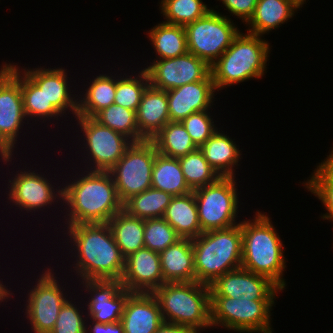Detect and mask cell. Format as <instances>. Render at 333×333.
I'll use <instances>...</instances> for the list:
<instances>
[{"label": "cell", "mask_w": 333, "mask_h": 333, "mask_svg": "<svg viewBox=\"0 0 333 333\" xmlns=\"http://www.w3.org/2000/svg\"><path fill=\"white\" fill-rule=\"evenodd\" d=\"M68 246L74 273L79 281L121 280L125 257L116 244L108 223L72 224L66 226ZM73 243V244H72ZM76 262V263H75ZM81 277V278H80ZM81 279V280H80Z\"/></svg>", "instance_id": "cell-1"}, {"label": "cell", "mask_w": 333, "mask_h": 333, "mask_svg": "<svg viewBox=\"0 0 333 333\" xmlns=\"http://www.w3.org/2000/svg\"><path fill=\"white\" fill-rule=\"evenodd\" d=\"M73 177L63 186V226L107 223L123 209L109 171L84 170Z\"/></svg>", "instance_id": "cell-2"}, {"label": "cell", "mask_w": 333, "mask_h": 333, "mask_svg": "<svg viewBox=\"0 0 333 333\" xmlns=\"http://www.w3.org/2000/svg\"><path fill=\"white\" fill-rule=\"evenodd\" d=\"M257 211L252 220L241 221V267L268 277L283 291L287 286L283 278L287 263L284 244L268 214Z\"/></svg>", "instance_id": "cell-3"}, {"label": "cell", "mask_w": 333, "mask_h": 333, "mask_svg": "<svg viewBox=\"0 0 333 333\" xmlns=\"http://www.w3.org/2000/svg\"><path fill=\"white\" fill-rule=\"evenodd\" d=\"M270 44L262 36L240 32L230 47L211 66L217 91L265 75ZM265 71V72H264Z\"/></svg>", "instance_id": "cell-4"}, {"label": "cell", "mask_w": 333, "mask_h": 333, "mask_svg": "<svg viewBox=\"0 0 333 333\" xmlns=\"http://www.w3.org/2000/svg\"><path fill=\"white\" fill-rule=\"evenodd\" d=\"M191 241L197 282L210 285L225 273L241 268V221L229 228L203 232Z\"/></svg>", "instance_id": "cell-5"}, {"label": "cell", "mask_w": 333, "mask_h": 333, "mask_svg": "<svg viewBox=\"0 0 333 333\" xmlns=\"http://www.w3.org/2000/svg\"><path fill=\"white\" fill-rule=\"evenodd\" d=\"M152 294L164 322L190 327L196 333L212 327L209 285L197 281L164 283Z\"/></svg>", "instance_id": "cell-6"}, {"label": "cell", "mask_w": 333, "mask_h": 333, "mask_svg": "<svg viewBox=\"0 0 333 333\" xmlns=\"http://www.w3.org/2000/svg\"><path fill=\"white\" fill-rule=\"evenodd\" d=\"M274 301L211 297L212 328L222 326L237 333H273L271 311Z\"/></svg>", "instance_id": "cell-7"}, {"label": "cell", "mask_w": 333, "mask_h": 333, "mask_svg": "<svg viewBox=\"0 0 333 333\" xmlns=\"http://www.w3.org/2000/svg\"><path fill=\"white\" fill-rule=\"evenodd\" d=\"M235 177H219L215 182L193 191L203 232L240 224L239 193Z\"/></svg>", "instance_id": "cell-8"}, {"label": "cell", "mask_w": 333, "mask_h": 333, "mask_svg": "<svg viewBox=\"0 0 333 333\" xmlns=\"http://www.w3.org/2000/svg\"><path fill=\"white\" fill-rule=\"evenodd\" d=\"M188 52L211 66L240 33L230 17L215 9L185 26Z\"/></svg>", "instance_id": "cell-9"}, {"label": "cell", "mask_w": 333, "mask_h": 333, "mask_svg": "<svg viewBox=\"0 0 333 333\" xmlns=\"http://www.w3.org/2000/svg\"><path fill=\"white\" fill-rule=\"evenodd\" d=\"M157 153L151 140L133 142L123 157L109 170L122 203L151 187L152 169Z\"/></svg>", "instance_id": "cell-10"}, {"label": "cell", "mask_w": 333, "mask_h": 333, "mask_svg": "<svg viewBox=\"0 0 333 333\" xmlns=\"http://www.w3.org/2000/svg\"><path fill=\"white\" fill-rule=\"evenodd\" d=\"M83 146L81 147L89 163L85 165L90 171H109L124 155L126 149L133 143L125 135L103 126L90 117H75ZM86 153V154H85ZM92 165V166H91ZM87 166V167H86Z\"/></svg>", "instance_id": "cell-11"}, {"label": "cell", "mask_w": 333, "mask_h": 333, "mask_svg": "<svg viewBox=\"0 0 333 333\" xmlns=\"http://www.w3.org/2000/svg\"><path fill=\"white\" fill-rule=\"evenodd\" d=\"M53 271L50 267L43 270L35 281L36 285L28 290L24 315L34 333H50L61 307L69 299L68 291L64 292L66 289L59 284V277H56Z\"/></svg>", "instance_id": "cell-12"}, {"label": "cell", "mask_w": 333, "mask_h": 333, "mask_svg": "<svg viewBox=\"0 0 333 333\" xmlns=\"http://www.w3.org/2000/svg\"><path fill=\"white\" fill-rule=\"evenodd\" d=\"M20 171V172H19ZM32 171L31 169L25 170L24 168L16 171L12 179H8V192L7 200H10L11 205L19 207L17 209L27 211L26 213L38 210L43 211L45 206L51 208L54 202H61L63 206V188L62 186L56 187L50 178L47 179L44 174ZM51 183V184H50ZM10 186V187H9ZM56 187V188H54ZM61 187V188H60ZM56 190V191H55ZM58 199V200H57Z\"/></svg>", "instance_id": "cell-13"}, {"label": "cell", "mask_w": 333, "mask_h": 333, "mask_svg": "<svg viewBox=\"0 0 333 333\" xmlns=\"http://www.w3.org/2000/svg\"><path fill=\"white\" fill-rule=\"evenodd\" d=\"M25 120L29 124L21 93V68L5 62L0 69V133L14 148Z\"/></svg>", "instance_id": "cell-14"}, {"label": "cell", "mask_w": 333, "mask_h": 333, "mask_svg": "<svg viewBox=\"0 0 333 333\" xmlns=\"http://www.w3.org/2000/svg\"><path fill=\"white\" fill-rule=\"evenodd\" d=\"M144 69L149 84L164 91L205 80L211 74L210 66L190 52L175 58L152 60Z\"/></svg>", "instance_id": "cell-15"}, {"label": "cell", "mask_w": 333, "mask_h": 333, "mask_svg": "<svg viewBox=\"0 0 333 333\" xmlns=\"http://www.w3.org/2000/svg\"><path fill=\"white\" fill-rule=\"evenodd\" d=\"M209 288L211 297H244L249 300H275L282 291L268 277L242 267L216 278Z\"/></svg>", "instance_id": "cell-16"}, {"label": "cell", "mask_w": 333, "mask_h": 333, "mask_svg": "<svg viewBox=\"0 0 333 333\" xmlns=\"http://www.w3.org/2000/svg\"><path fill=\"white\" fill-rule=\"evenodd\" d=\"M90 294L86 301L87 318L97 323H114L121 320L124 307L132 292L118 280H84L79 285ZM91 298V299H90Z\"/></svg>", "instance_id": "cell-17"}, {"label": "cell", "mask_w": 333, "mask_h": 333, "mask_svg": "<svg viewBox=\"0 0 333 333\" xmlns=\"http://www.w3.org/2000/svg\"><path fill=\"white\" fill-rule=\"evenodd\" d=\"M120 281L132 293H153L165 283L159 253L144 247L128 255Z\"/></svg>", "instance_id": "cell-18"}, {"label": "cell", "mask_w": 333, "mask_h": 333, "mask_svg": "<svg viewBox=\"0 0 333 333\" xmlns=\"http://www.w3.org/2000/svg\"><path fill=\"white\" fill-rule=\"evenodd\" d=\"M216 89L211 74L205 79L166 91L170 121H179L190 114L210 110Z\"/></svg>", "instance_id": "cell-19"}, {"label": "cell", "mask_w": 333, "mask_h": 333, "mask_svg": "<svg viewBox=\"0 0 333 333\" xmlns=\"http://www.w3.org/2000/svg\"><path fill=\"white\" fill-rule=\"evenodd\" d=\"M67 69L64 68H43L27 67L22 71L44 92L48 103H51L63 116L71 111L73 117L77 116L78 94H71L70 83L67 77ZM66 71V72H65ZM76 95V96H75ZM76 98V99H75ZM65 114V115H64Z\"/></svg>", "instance_id": "cell-20"}, {"label": "cell", "mask_w": 333, "mask_h": 333, "mask_svg": "<svg viewBox=\"0 0 333 333\" xmlns=\"http://www.w3.org/2000/svg\"><path fill=\"white\" fill-rule=\"evenodd\" d=\"M120 322L124 333H155L164 322L159 303L152 293H132Z\"/></svg>", "instance_id": "cell-21"}, {"label": "cell", "mask_w": 333, "mask_h": 333, "mask_svg": "<svg viewBox=\"0 0 333 333\" xmlns=\"http://www.w3.org/2000/svg\"><path fill=\"white\" fill-rule=\"evenodd\" d=\"M170 121L166 91L152 87L144 90L136 111L139 134L151 140Z\"/></svg>", "instance_id": "cell-22"}, {"label": "cell", "mask_w": 333, "mask_h": 333, "mask_svg": "<svg viewBox=\"0 0 333 333\" xmlns=\"http://www.w3.org/2000/svg\"><path fill=\"white\" fill-rule=\"evenodd\" d=\"M303 5L300 0H258L252 17L246 23V30L263 37L292 19Z\"/></svg>", "instance_id": "cell-23"}, {"label": "cell", "mask_w": 333, "mask_h": 333, "mask_svg": "<svg viewBox=\"0 0 333 333\" xmlns=\"http://www.w3.org/2000/svg\"><path fill=\"white\" fill-rule=\"evenodd\" d=\"M159 256L165 283L196 281L191 239L181 238L160 252Z\"/></svg>", "instance_id": "cell-24"}, {"label": "cell", "mask_w": 333, "mask_h": 333, "mask_svg": "<svg viewBox=\"0 0 333 333\" xmlns=\"http://www.w3.org/2000/svg\"><path fill=\"white\" fill-rule=\"evenodd\" d=\"M224 131H216L199 149L220 177H236L235 167L241 159V150Z\"/></svg>", "instance_id": "cell-25"}, {"label": "cell", "mask_w": 333, "mask_h": 333, "mask_svg": "<svg viewBox=\"0 0 333 333\" xmlns=\"http://www.w3.org/2000/svg\"><path fill=\"white\" fill-rule=\"evenodd\" d=\"M163 219L181 238L193 239L202 234L193 191L174 196L165 210Z\"/></svg>", "instance_id": "cell-26"}, {"label": "cell", "mask_w": 333, "mask_h": 333, "mask_svg": "<svg viewBox=\"0 0 333 333\" xmlns=\"http://www.w3.org/2000/svg\"><path fill=\"white\" fill-rule=\"evenodd\" d=\"M116 91V76L99 74L93 80L85 92L78 96L77 116L93 118L98 112L114 104ZM81 98V99H80Z\"/></svg>", "instance_id": "cell-27"}, {"label": "cell", "mask_w": 333, "mask_h": 333, "mask_svg": "<svg viewBox=\"0 0 333 333\" xmlns=\"http://www.w3.org/2000/svg\"><path fill=\"white\" fill-rule=\"evenodd\" d=\"M107 223L116 244L125 258L145 247L144 219L133 217L122 209Z\"/></svg>", "instance_id": "cell-28"}, {"label": "cell", "mask_w": 333, "mask_h": 333, "mask_svg": "<svg viewBox=\"0 0 333 333\" xmlns=\"http://www.w3.org/2000/svg\"><path fill=\"white\" fill-rule=\"evenodd\" d=\"M151 187L182 196L192 192L185 181L178 158L166 157L157 153L152 169Z\"/></svg>", "instance_id": "cell-29"}, {"label": "cell", "mask_w": 333, "mask_h": 333, "mask_svg": "<svg viewBox=\"0 0 333 333\" xmlns=\"http://www.w3.org/2000/svg\"><path fill=\"white\" fill-rule=\"evenodd\" d=\"M150 29L147 35L152 42L155 55H158L154 60L175 58L188 52L184 26L162 21Z\"/></svg>", "instance_id": "cell-30"}, {"label": "cell", "mask_w": 333, "mask_h": 333, "mask_svg": "<svg viewBox=\"0 0 333 333\" xmlns=\"http://www.w3.org/2000/svg\"><path fill=\"white\" fill-rule=\"evenodd\" d=\"M151 141L159 154L171 158H179L198 149L179 121H169Z\"/></svg>", "instance_id": "cell-31"}, {"label": "cell", "mask_w": 333, "mask_h": 333, "mask_svg": "<svg viewBox=\"0 0 333 333\" xmlns=\"http://www.w3.org/2000/svg\"><path fill=\"white\" fill-rule=\"evenodd\" d=\"M174 196L150 187L142 193L131 196L123 203V210L140 219L163 218L166 208Z\"/></svg>", "instance_id": "cell-32"}, {"label": "cell", "mask_w": 333, "mask_h": 333, "mask_svg": "<svg viewBox=\"0 0 333 333\" xmlns=\"http://www.w3.org/2000/svg\"><path fill=\"white\" fill-rule=\"evenodd\" d=\"M21 93L23 97L24 112L28 120H33L34 117L35 122L36 119L37 121L40 119L43 120L42 122L44 123L47 120L50 121V119L57 118L56 120H59V116L63 117V115L51 103H48L44 92L22 70Z\"/></svg>", "instance_id": "cell-33"}, {"label": "cell", "mask_w": 333, "mask_h": 333, "mask_svg": "<svg viewBox=\"0 0 333 333\" xmlns=\"http://www.w3.org/2000/svg\"><path fill=\"white\" fill-rule=\"evenodd\" d=\"M93 119L99 124L125 135L132 142L145 140L139 134L136 124V112L134 110L111 104L109 107L98 112Z\"/></svg>", "instance_id": "cell-34"}, {"label": "cell", "mask_w": 333, "mask_h": 333, "mask_svg": "<svg viewBox=\"0 0 333 333\" xmlns=\"http://www.w3.org/2000/svg\"><path fill=\"white\" fill-rule=\"evenodd\" d=\"M159 4L163 22L184 27L212 10L202 0H161Z\"/></svg>", "instance_id": "cell-35"}, {"label": "cell", "mask_w": 333, "mask_h": 333, "mask_svg": "<svg viewBox=\"0 0 333 333\" xmlns=\"http://www.w3.org/2000/svg\"><path fill=\"white\" fill-rule=\"evenodd\" d=\"M184 178L189 188L194 191L215 182L220 176L205 159L203 152L197 150L178 158Z\"/></svg>", "instance_id": "cell-36"}, {"label": "cell", "mask_w": 333, "mask_h": 333, "mask_svg": "<svg viewBox=\"0 0 333 333\" xmlns=\"http://www.w3.org/2000/svg\"><path fill=\"white\" fill-rule=\"evenodd\" d=\"M136 74L129 76L127 73H124L125 77L124 75H116L114 100V104L134 110L135 112L138 109L144 90L149 85V77L144 68Z\"/></svg>", "instance_id": "cell-37"}, {"label": "cell", "mask_w": 333, "mask_h": 333, "mask_svg": "<svg viewBox=\"0 0 333 333\" xmlns=\"http://www.w3.org/2000/svg\"><path fill=\"white\" fill-rule=\"evenodd\" d=\"M180 239L181 237L163 218L144 220L145 248L160 253Z\"/></svg>", "instance_id": "cell-38"}, {"label": "cell", "mask_w": 333, "mask_h": 333, "mask_svg": "<svg viewBox=\"0 0 333 333\" xmlns=\"http://www.w3.org/2000/svg\"><path fill=\"white\" fill-rule=\"evenodd\" d=\"M314 172L302 184L315 197H317L327 212L321 214V218L333 222V178L320 166L317 165ZM329 212V213H328Z\"/></svg>", "instance_id": "cell-39"}, {"label": "cell", "mask_w": 333, "mask_h": 333, "mask_svg": "<svg viewBox=\"0 0 333 333\" xmlns=\"http://www.w3.org/2000/svg\"><path fill=\"white\" fill-rule=\"evenodd\" d=\"M72 302L73 301L69 299L61 307L55 326L50 333H86L88 318L85 317V315L83 316V314L86 313L80 310L84 308V306L78 307V305L75 304L78 302Z\"/></svg>", "instance_id": "cell-40"}, {"label": "cell", "mask_w": 333, "mask_h": 333, "mask_svg": "<svg viewBox=\"0 0 333 333\" xmlns=\"http://www.w3.org/2000/svg\"><path fill=\"white\" fill-rule=\"evenodd\" d=\"M209 110L190 114L181 123L191 136L195 145L200 148L217 130Z\"/></svg>", "instance_id": "cell-41"}, {"label": "cell", "mask_w": 333, "mask_h": 333, "mask_svg": "<svg viewBox=\"0 0 333 333\" xmlns=\"http://www.w3.org/2000/svg\"><path fill=\"white\" fill-rule=\"evenodd\" d=\"M219 1V0H218ZM226 10L242 19V23H247L252 17L258 0H220Z\"/></svg>", "instance_id": "cell-42"}, {"label": "cell", "mask_w": 333, "mask_h": 333, "mask_svg": "<svg viewBox=\"0 0 333 333\" xmlns=\"http://www.w3.org/2000/svg\"><path fill=\"white\" fill-rule=\"evenodd\" d=\"M88 324H86V333H124L123 325L120 321L106 324L91 320Z\"/></svg>", "instance_id": "cell-43"}, {"label": "cell", "mask_w": 333, "mask_h": 333, "mask_svg": "<svg viewBox=\"0 0 333 333\" xmlns=\"http://www.w3.org/2000/svg\"><path fill=\"white\" fill-rule=\"evenodd\" d=\"M155 333H196V332L190 327L184 325L163 322Z\"/></svg>", "instance_id": "cell-44"}, {"label": "cell", "mask_w": 333, "mask_h": 333, "mask_svg": "<svg viewBox=\"0 0 333 333\" xmlns=\"http://www.w3.org/2000/svg\"><path fill=\"white\" fill-rule=\"evenodd\" d=\"M14 151V147L0 133V160L4 162L3 164L6 165L9 161H12V156L15 154L13 153Z\"/></svg>", "instance_id": "cell-45"}, {"label": "cell", "mask_w": 333, "mask_h": 333, "mask_svg": "<svg viewBox=\"0 0 333 333\" xmlns=\"http://www.w3.org/2000/svg\"><path fill=\"white\" fill-rule=\"evenodd\" d=\"M319 165L333 178V147L330 154Z\"/></svg>", "instance_id": "cell-46"}, {"label": "cell", "mask_w": 333, "mask_h": 333, "mask_svg": "<svg viewBox=\"0 0 333 333\" xmlns=\"http://www.w3.org/2000/svg\"><path fill=\"white\" fill-rule=\"evenodd\" d=\"M12 290H9L7 287H6V284L4 285L3 284V281L0 280V305H1V302H4V301H8L7 299L12 295H14V293L11 292Z\"/></svg>", "instance_id": "cell-47"}]
</instances>
